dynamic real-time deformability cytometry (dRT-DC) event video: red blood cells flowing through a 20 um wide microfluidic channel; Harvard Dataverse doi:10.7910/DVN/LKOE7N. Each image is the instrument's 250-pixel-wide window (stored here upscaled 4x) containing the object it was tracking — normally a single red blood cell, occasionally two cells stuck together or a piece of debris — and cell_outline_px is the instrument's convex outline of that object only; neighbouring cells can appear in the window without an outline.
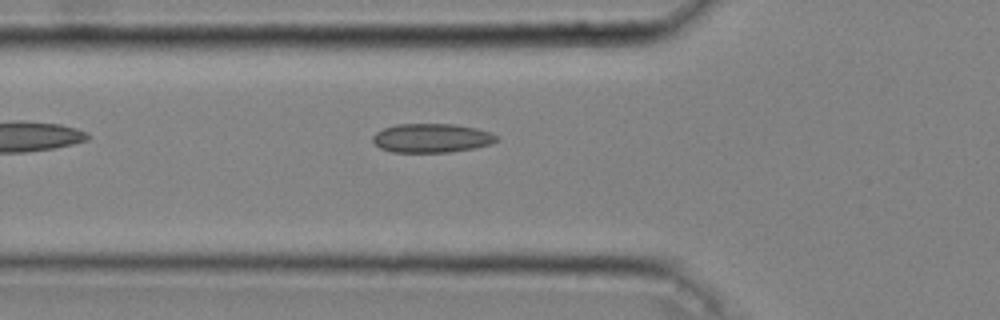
{"species": "common noctule bat (a hibernating species)", "species_latin": "Nyctalus noctula", "temperature_condition": "cold", "stored_images_in_passage": 30, "camera_frame_rate_fps": 3000, "um_per_image_px": 0.085, "animal": {"sex": "male", "body_mass_g": 20.4}, "frame": {"image": 1, "passage_image": 3, "time_ms": 0.667, "image_size_px": [1000, 320], "cell_outline_px": [[500, 140], [492, 144], [472, 148], [448, 152], [392, 152], [380, 148], [372, 140], [372, 136], [376, 132], [384, 128], [396, 124], [456, 124], [476, 128], [492, 132], [500, 136]], "centroid_in_image_um": [36.73, 11.73], "position_along_channel_um": 89.1, "area_um2": 21.1}}
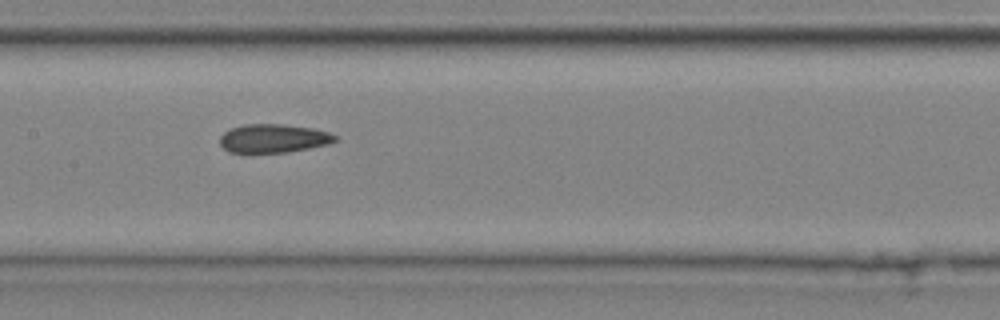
{"frame": {"image": 2, "passage_image": 10, "time_ms": 3.0, "image_size_px": [1000, 320], "cell_outline_px": [[336, 140], [328, 144], [288, 152], [252, 156], [248, 156], [228, 152], [220, 144], [220, 136], [228, 128], [244, 124], [280, 124], [312, 128], [328, 132], [336, 136]], "centroid_in_image_um": [23.13, 11.81], "position_along_channel_um": 184.3, "area_um2": 20.0}}
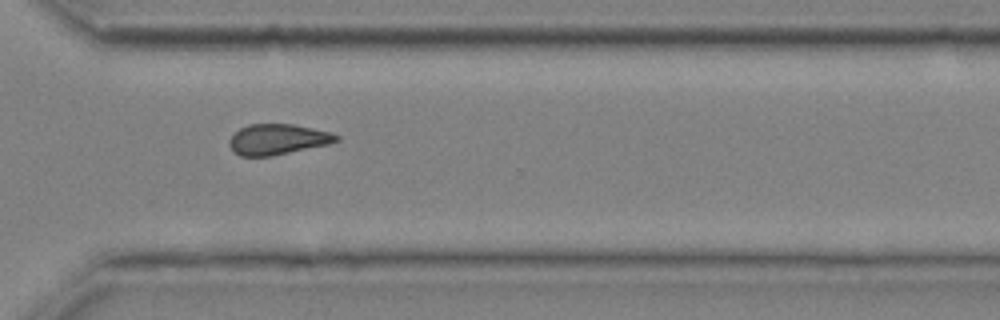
{"frame": {"image": 3, "passage_image": 22, "time_ms": 7.0, "image_size_px": [1000, 320], "cell_outline_px": [[340, 140], [328, 144], [272, 156], [240, 156], [228, 144], [228, 140], [240, 128], [248, 124], [292, 124], [332, 132], [340, 136]], "centroid_in_image_um": [23.62, 11.84], "position_along_channel_um": 347.0, "area_um2": 19.02}, "authors_computed_cell_mechanics": {"area_um2": 19.4497, "velocity_mm_per_s": 4.0662, "shape_relaxation_time_tau1_ms": null, "shape_relaxation_time_tau2_ms": 5.2285, "deformation_change_tau1": null, "deformation_change_tau2": 0.1362}}